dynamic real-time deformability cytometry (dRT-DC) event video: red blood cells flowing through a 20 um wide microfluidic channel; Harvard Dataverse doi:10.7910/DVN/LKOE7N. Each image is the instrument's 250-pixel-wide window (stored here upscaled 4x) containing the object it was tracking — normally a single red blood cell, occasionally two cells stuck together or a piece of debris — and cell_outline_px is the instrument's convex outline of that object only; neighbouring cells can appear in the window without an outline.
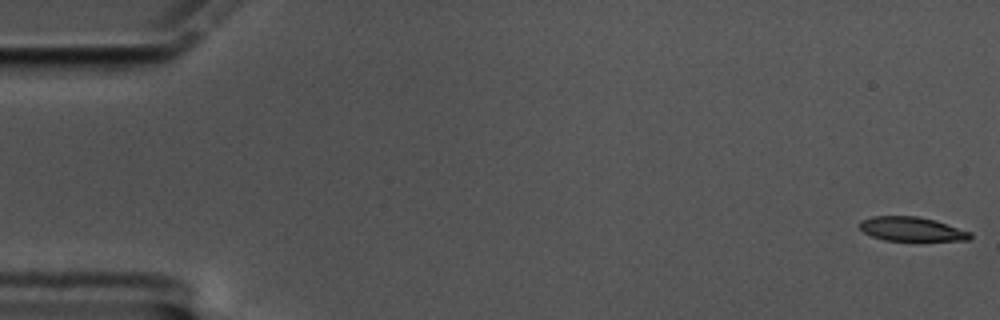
{"species": "common noctule bat (a hibernating species)", "species_latin": "Nyctalus noctula", "temperature_condition": "cold", "stored_images_in_passage": 16, "camera_frame_rate_fps": 3000, "um_per_image_px": 0.085, "animal": {"sex": "male", "body_mass_g": 17.5, "forearm_length_mm": 52.3}, "frame": {"image": 1, "passage_image": 1, "time_ms": 0.0, "image_size_px": [1000, 320], "cell_outline_px": [[972, 236], [968, 240], [884, 240], [872, 236], [864, 232], [860, 228], [860, 220], [872, 216], [916, 216], [936, 220], [972, 232]], "centroid_in_image_um": [77.49, 19.46], "position_along_channel_um": 7.5, "area_um2": 15.49}}
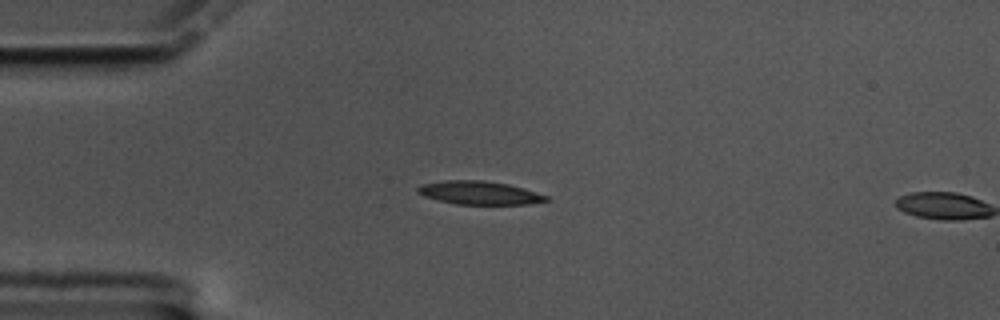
{"frame": {"image": 2, "passage_image": 15, "time_ms": 4.667, "image_size_px": [1000, 320], "cell_outline_px": [[552, 200], [528, 204], [456, 204], [424, 196], [416, 192], [416, 188], [420, 184], [444, 180], [484, 180], [508, 184], [524, 188], [548, 196]], "centroid_in_image_um": [40.75, 16.38], "position_along_channel_um": 44.3, "area_um2": 17.57}}